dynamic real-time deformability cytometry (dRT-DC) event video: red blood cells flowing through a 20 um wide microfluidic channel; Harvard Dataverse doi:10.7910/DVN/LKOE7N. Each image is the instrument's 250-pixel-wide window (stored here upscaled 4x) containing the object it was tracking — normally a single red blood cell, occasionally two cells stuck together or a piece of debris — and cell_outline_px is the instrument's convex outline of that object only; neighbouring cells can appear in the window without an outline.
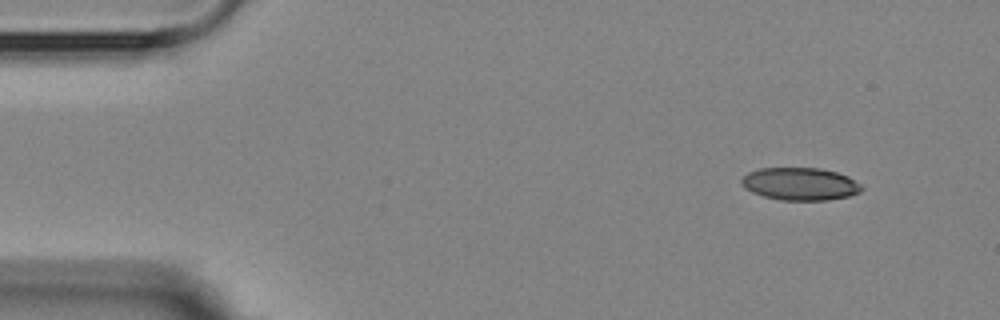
{"species": "Egyptian fruit bat (a non-hibernating species)", "species_latin": "Rousettus aegyptiacus", "temperature_condition": "room temperature", "stored_images_in_passage": 3, "camera_frame_rate_fps": 3000, "um_per_image_px": 0.085, "animal": {"sex": "female"}, "frame": {"image": 1, "passage_image": 1, "time_ms": 0.0, "image_size_px": [1000, 320], "cell_outline_px": [[864, 188], [860, 192], [848, 196], [828, 200], [780, 200], [764, 196], [752, 192], [744, 188], [740, 184], [740, 180], [748, 172], [760, 168], [820, 168], [836, 172], [848, 176], [860, 184]], "centroid_in_image_um": [67.99, 15.63], "position_along_channel_um": 17.0, "area_um2": 22.89}}